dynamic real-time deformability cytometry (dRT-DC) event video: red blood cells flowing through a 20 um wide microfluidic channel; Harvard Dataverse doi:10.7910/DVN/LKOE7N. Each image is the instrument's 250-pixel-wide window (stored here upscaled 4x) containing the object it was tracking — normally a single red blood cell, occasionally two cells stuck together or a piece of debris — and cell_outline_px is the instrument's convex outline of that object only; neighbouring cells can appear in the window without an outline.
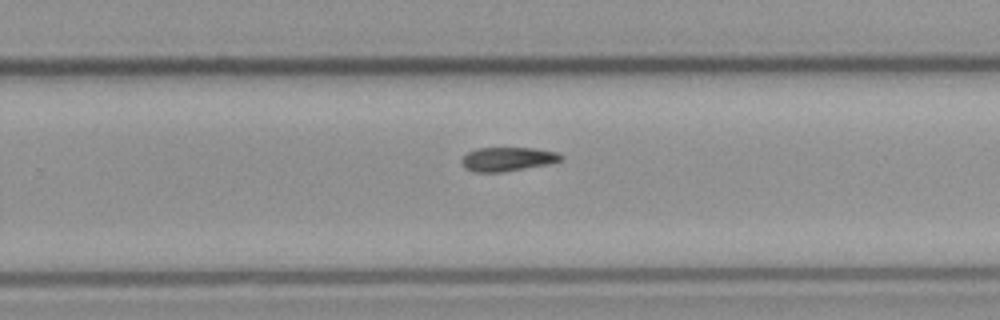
{"species": "common noctule bat (a hibernating species)", "species_latin": "Nyctalus noctula", "temperature_condition": "cold", "stored_images_in_passage": 8, "camera_frame_rate_fps": 3000, "um_per_image_px": 0.085, "animal": {"sex": "male", "body_mass_g": 23.1, "forearm_length_mm": 52.7}, "frame": {"image": 1, "passage_image": 8, "time_ms": 8.333, "image_size_px": [1000, 320], "cell_outline_px": [[564, 160], [548, 164], [500, 172], [472, 172], [464, 168], [460, 160], [468, 152], [476, 148], [536, 148], [556, 152], [564, 156]], "centroid_in_image_um": [43.14, 13.52], "position_along_channel_um": 286.7, "area_um2": 13.93}}